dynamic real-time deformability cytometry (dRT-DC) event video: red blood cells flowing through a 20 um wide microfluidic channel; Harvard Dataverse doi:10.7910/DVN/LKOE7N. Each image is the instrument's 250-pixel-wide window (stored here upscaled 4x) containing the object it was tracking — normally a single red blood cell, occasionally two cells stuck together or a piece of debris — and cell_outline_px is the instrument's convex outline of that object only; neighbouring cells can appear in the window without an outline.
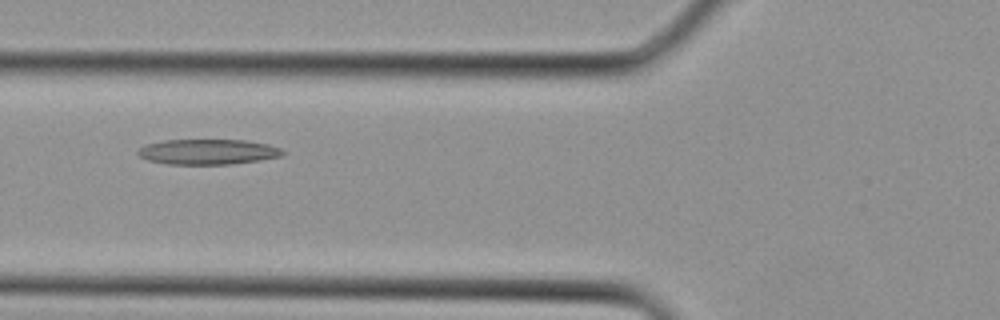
{"species": "Egyptian fruit bat (a non-hibernating species)", "species_latin": "Rousettus aegyptiacus", "temperature_condition": "cold", "stored_images_in_passage": 2, "camera_frame_rate_fps": 3000, "um_per_image_px": 0.085, "animal": {"sex": "female"}, "frame": {"image": 1, "passage_image": 2, "time_ms": 0.333, "image_size_px": [1000, 320], "cell_outline_px": [[284, 156], [260, 160], [232, 164], [168, 164], [148, 160], [140, 156], [136, 152], [140, 148], [148, 144], [164, 140], [244, 140], [268, 144], [280, 148], [284, 152]], "centroid_in_image_um": [17.7, 12.9], "position_along_channel_um": 108.1, "area_um2": 21.27}}